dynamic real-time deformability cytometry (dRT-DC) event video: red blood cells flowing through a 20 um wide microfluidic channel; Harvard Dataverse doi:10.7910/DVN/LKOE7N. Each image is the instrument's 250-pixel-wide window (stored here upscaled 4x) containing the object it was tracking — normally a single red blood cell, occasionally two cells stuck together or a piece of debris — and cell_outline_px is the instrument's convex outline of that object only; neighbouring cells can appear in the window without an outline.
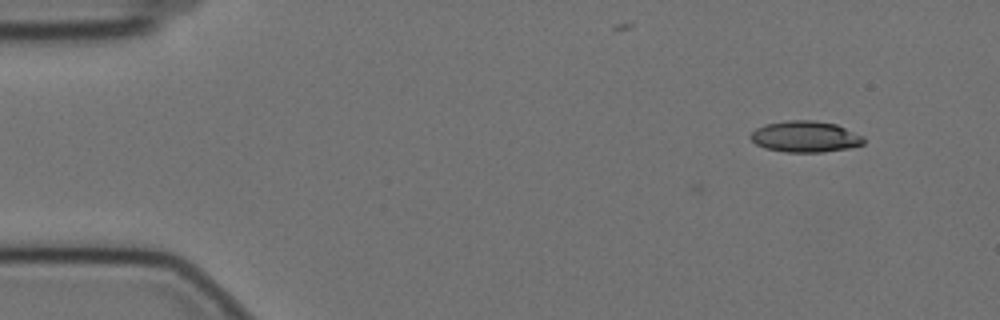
{"species": "Egyptian fruit bat (a non-hibernating species)", "species_latin": "Rousettus aegyptiacus", "temperature_condition": "cold", "stored_images_in_passage": 5, "camera_frame_rate_fps": 3000, "um_per_image_px": 0.085, "animal": {"sex": "female"}, "frame": {"image": 1, "passage_image": 1, "time_ms": 0.0, "image_size_px": [1000, 320], "cell_outline_px": [[864, 144], [848, 148], [824, 152], [784, 152], [764, 148], [756, 144], [748, 136], [756, 128], [764, 124], [788, 120], [812, 120], [836, 124], [864, 136]], "centroid_in_image_um": [68.43, 11.61], "position_along_channel_um": 16.6, "area_um2": 20.69}}